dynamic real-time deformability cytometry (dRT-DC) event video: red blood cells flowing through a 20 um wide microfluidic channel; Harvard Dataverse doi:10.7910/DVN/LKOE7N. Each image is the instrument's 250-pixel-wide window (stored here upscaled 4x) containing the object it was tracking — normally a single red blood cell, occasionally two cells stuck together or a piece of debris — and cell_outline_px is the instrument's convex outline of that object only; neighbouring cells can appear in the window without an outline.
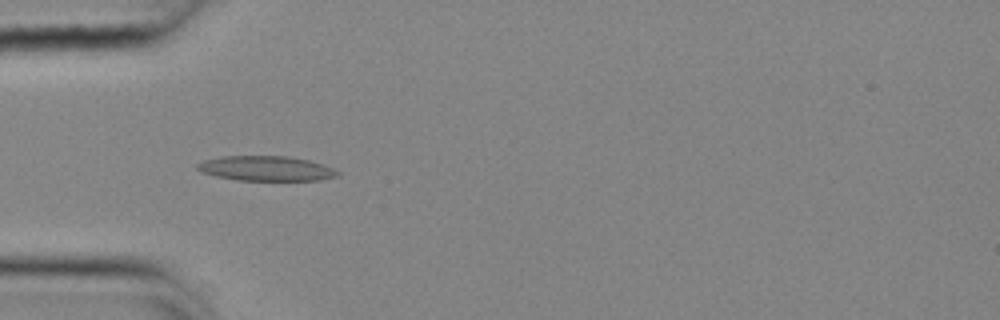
{"species": "common noctule bat (a hibernating species)", "species_latin": "Nyctalus noctula", "temperature_condition": "cold", "stored_images_in_passage": 54, "camera_frame_rate_fps": 3000, "um_per_image_px": 0.085, "animal": {"sex": "female", "body_mass_g": 25.1}, "frame": {"image": 1, "passage_image": 16, "time_ms": 5.0, "image_size_px": [1000, 320], "cell_outline_px": [[340, 172], [336, 176], [320, 180], [236, 180], [216, 176], [200, 172], [196, 168], [196, 164], [204, 160], [224, 156], [288, 156], [308, 160], [332, 168]], "centroid_in_image_um": [22.57, 14.32], "position_along_channel_um": 62.4, "area_um2": 20.17}}
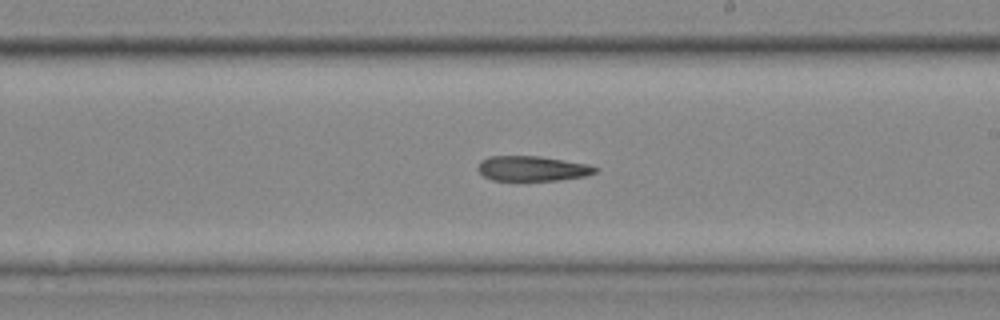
{"frame": {"image": 2, "passage_image": 31, "time_ms": 10.0, "image_size_px": [1000, 320], "cell_outline_px": [[600, 168], [596, 172], [588, 176], [560, 180], [492, 180], [484, 176], [476, 168], [480, 160], [488, 156], [540, 156], [588, 164]], "centroid_in_image_um": [45.26, 14.32], "position_along_channel_um": 243.7, "area_um2": 17.28}}
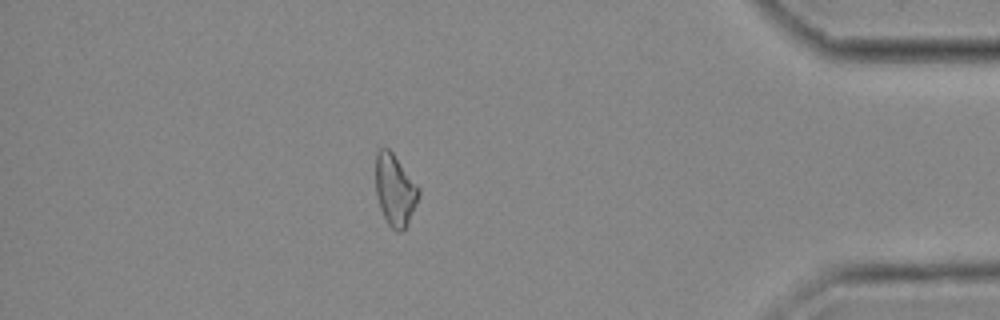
{"frame": {"image": 3, "passage_image": 47, "time_ms": 15.333, "image_size_px": [1000, 320], "cell_outline_px": [[420, 192], [416, 204], [408, 224], [400, 232], [396, 232], [388, 224], [380, 208], [376, 192], [376, 152], [380, 148], [388, 148], [392, 152], [420, 188]], "centroid_in_image_um": [33.57, 16.16], "position_along_channel_um": 401.6, "area_um2": 17.8}}